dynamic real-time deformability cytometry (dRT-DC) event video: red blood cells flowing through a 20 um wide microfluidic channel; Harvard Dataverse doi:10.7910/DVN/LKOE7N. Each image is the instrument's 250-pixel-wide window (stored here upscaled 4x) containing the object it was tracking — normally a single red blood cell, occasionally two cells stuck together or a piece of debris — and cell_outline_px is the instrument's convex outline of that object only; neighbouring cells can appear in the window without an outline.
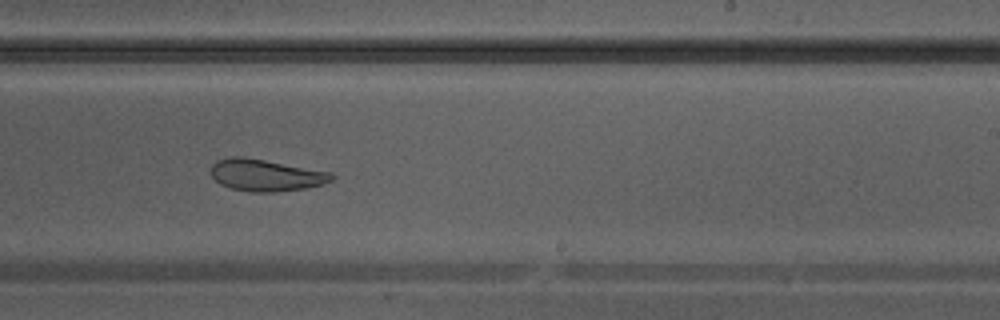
{"species": "Egyptian fruit bat (a non-hibernating species)", "species_latin": "Rousettus aegyptiacus", "temperature_condition": "warm", "stored_images_in_passage": 37, "camera_frame_rate_fps": 3000, "um_per_image_px": 0.085, "animal": {"sex": "male"}, "frame": {"image": 1, "passage_image": 22, "time_ms": 7.0, "image_size_px": [1000, 320], "cell_outline_px": [[336, 176], [332, 180], [324, 184], [308, 188], [276, 192], [252, 192], [232, 188], [220, 184], [212, 176], [212, 164], [216, 160], [232, 156], [244, 156], [332, 172]], "centroid_in_image_um": [22.63, 14.88], "position_along_channel_um": 266.4, "area_um2": 22.6}}
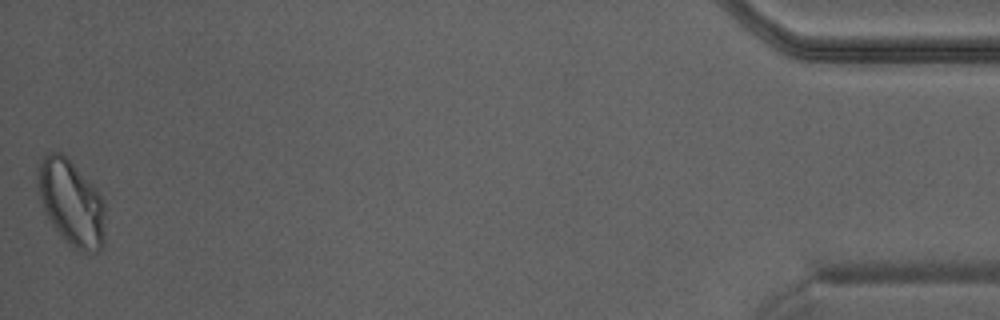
{"frame": {"image": 2, "passage_image": 37, "time_ms": 12.0, "image_size_px": [1000, 320], "cell_outline_px": [[104, 240], [100, 252], [92, 252], [76, 248], [68, 244], [64, 240], [52, 224], [40, 200], [36, 188], [36, 176], [40, 160], [48, 152], [60, 152], [96, 188], [104, 200]], "centroid_in_image_um": [6.04, 17.23], "position_along_channel_um": 429.2, "area_um2": 33.41}}